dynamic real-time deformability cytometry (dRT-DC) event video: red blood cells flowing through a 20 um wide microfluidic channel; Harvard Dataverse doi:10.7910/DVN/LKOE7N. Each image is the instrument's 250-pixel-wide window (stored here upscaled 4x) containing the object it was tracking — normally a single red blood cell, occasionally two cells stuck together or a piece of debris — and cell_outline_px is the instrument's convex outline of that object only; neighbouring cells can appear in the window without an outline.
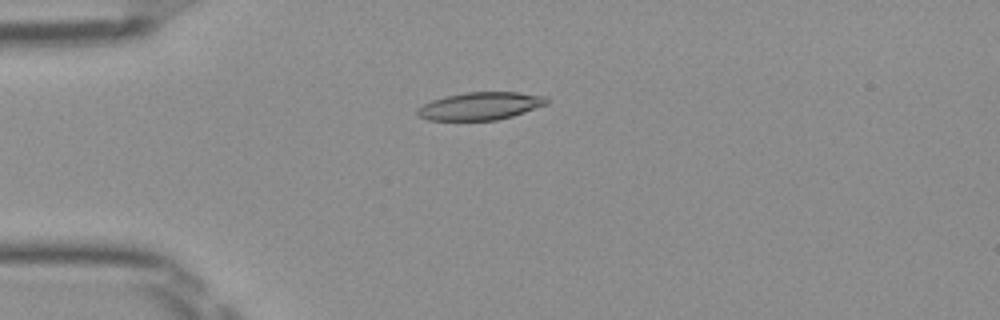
{"species": "Egyptian fruit bat (a non-hibernating species)", "species_latin": "Rousettus aegyptiacus", "temperature_condition": "room temperature", "stored_images_in_passage": 51, "camera_frame_rate_fps": 3000, "um_per_image_px": 0.085, "frame": {"image": 1, "passage_image": 13, "time_ms": 4.0, "image_size_px": [1000, 320], "cell_outline_px": [[548, 104], [512, 116], [496, 120], [428, 120], [416, 116], [416, 108], [432, 100], [444, 96], [464, 92], [516, 92], [548, 96]], "centroid_in_image_um": [40.81, 9.01], "position_along_channel_um": 44.2, "area_um2": 21.04}}
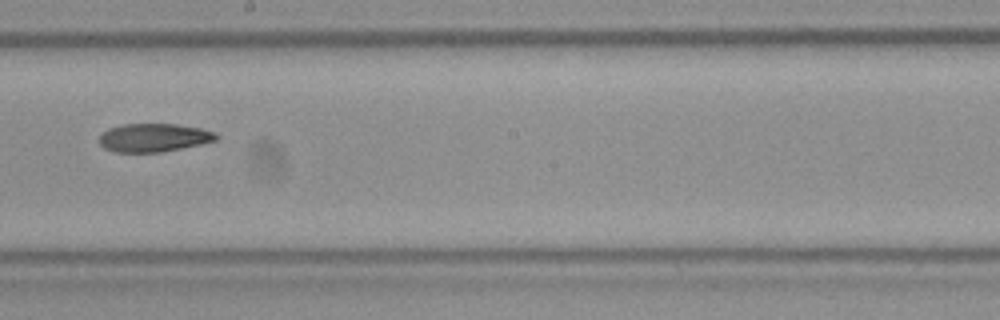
{"frame": {"image": 2, "passage_image": 29, "time_ms": 9.333, "image_size_px": [1000, 320], "cell_outline_px": [[220, 136], [216, 140], [200, 144], [160, 152], [112, 152], [104, 148], [100, 144], [100, 136], [108, 128], [124, 124], [176, 124], [200, 128], [216, 132]], "centroid_in_image_um": [13.07, 11.7], "position_along_channel_um": 235.1, "area_um2": 19.25}}
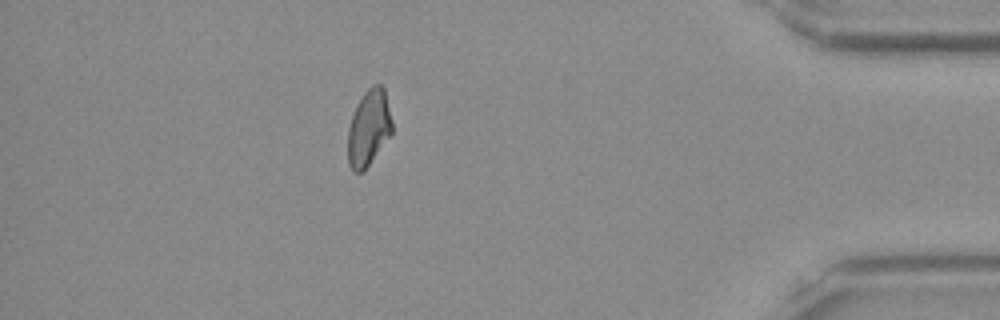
{"frame": {"image": 3, "passage_image": 45, "time_ms": 14.667, "image_size_px": [1000, 320], "cell_outline_px": [[392, 132], [364, 172], [352, 172], [348, 164], [348, 128], [356, 104], [364, 92], [372, 84], [380, 84], [384, 88], [392, 120]], "centroid_in_image_um": [31.33, 10.88], "position_along_channel_um": 403.9, "area_um2": 19.71}}